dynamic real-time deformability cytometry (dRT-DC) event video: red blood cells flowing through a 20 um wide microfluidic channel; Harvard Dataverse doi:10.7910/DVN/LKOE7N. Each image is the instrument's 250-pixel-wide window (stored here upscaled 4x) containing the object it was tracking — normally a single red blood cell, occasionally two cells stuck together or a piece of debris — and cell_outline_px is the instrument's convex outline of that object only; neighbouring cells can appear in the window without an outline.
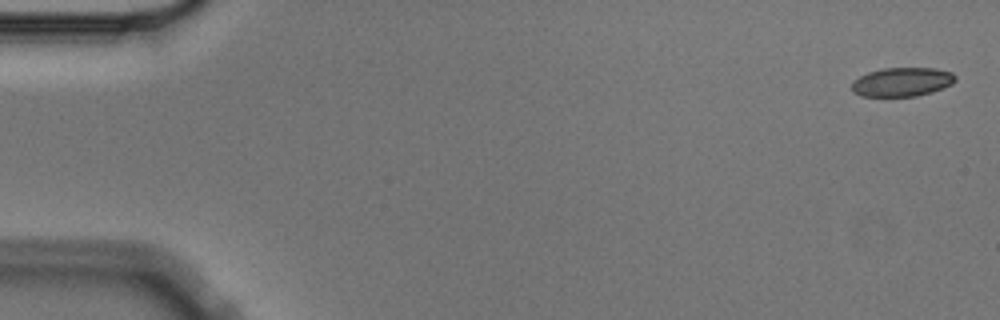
{"species": "Egyptian fruit bat (a non-hibernating species)", "species_latin": "Rousettus aegyptiacus", "temperature_condition": "cold", "stored_images_in_passage": 5, "camera_frame_rate_fps": 3000, "um_per_image_px": 0.085, "animal": {"sex": "male"}, "frame": {"image": 1, "passage_image": 1, "time_ms": 0.0, "image_size_px": [1000, 320], "cell_outline_px": [[956, 80], [952, 84], [932, 92], [916, 96], [860, 96], [852, 92], [852, 80], [868, 72], [884, 68], [936, 68], [952, 72], [956, 76]], "centroid_in_image_um": [76.67, 6.96], "position_along_channel_um": 8.3, "area_um2": 17.57}}
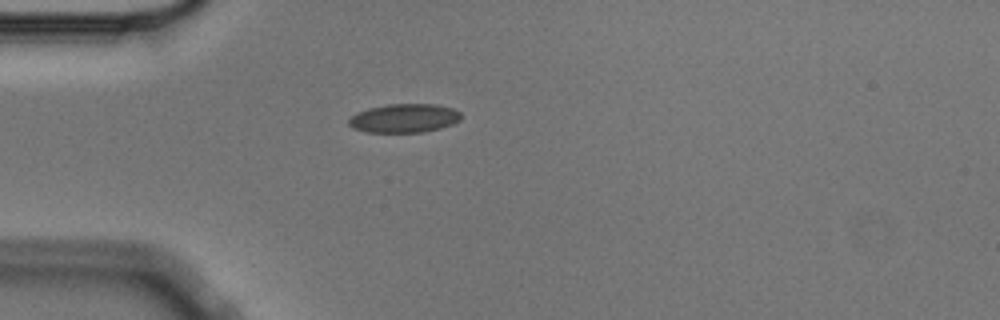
{"frame": {"image": 2, "passage_image": 4, "time_ms": 1.0, "image_size_px": [1000, 320], "cell_outline_px": [[460, 120], [452, 124], [440, 128], [424, 132], [364, 132], [352, 128], [348, 124], [348, 120], [356, 112], [368, 108], [388, 104], [436, 104], [452, 108], [460, 112]], "centroid_in_image_um": [34.33, 10.05], "position_along_channel_um": 50.7, "area_um2": 18.9}}